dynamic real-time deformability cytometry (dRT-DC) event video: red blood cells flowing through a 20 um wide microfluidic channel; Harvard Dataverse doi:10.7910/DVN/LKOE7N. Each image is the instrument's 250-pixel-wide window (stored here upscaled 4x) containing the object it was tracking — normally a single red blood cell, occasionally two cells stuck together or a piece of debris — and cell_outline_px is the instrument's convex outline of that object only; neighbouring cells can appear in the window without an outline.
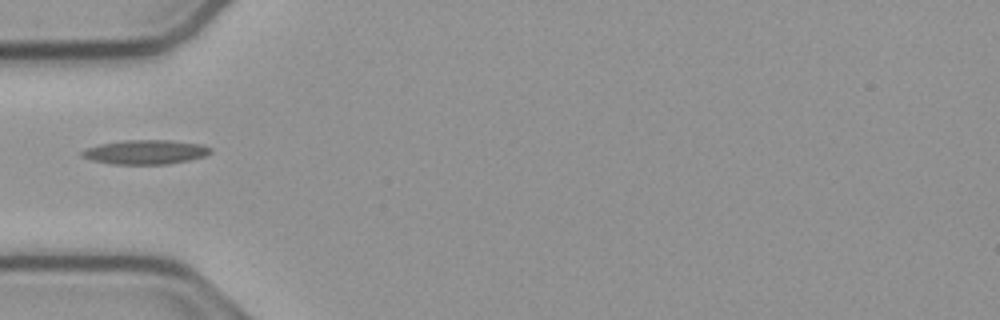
{"species": "common noctule bat (a hibernating species)", "species_latin": "Nyctalus noctula", "temperature_condition": "cold", "stored_images_in_passage": 22, "camera_frame_rate_fps": 3000, "um_per_image_px": 0.085, "animal": {"sex": "male", "body_mass_g": 23.1, "forearm_length_mm": 52.7}, "frame": {"image": 1, "passage_image": 1, "time_ms": 0.0, "image_size_px": [1000, 320], "cell_outline_px": [[212, 152], [204, 156], [188, 160], [168, 164], [112, 164], [92, 160], [80, 156], [80, 152], [84, 148], [100, 144], [124, 140], [172, 140], [204, 144], [212, 148]], "centroid_in_image_um": [12.36, 12.92], "position_along_channel_um": 72.6, "area_um2": 18.38}}
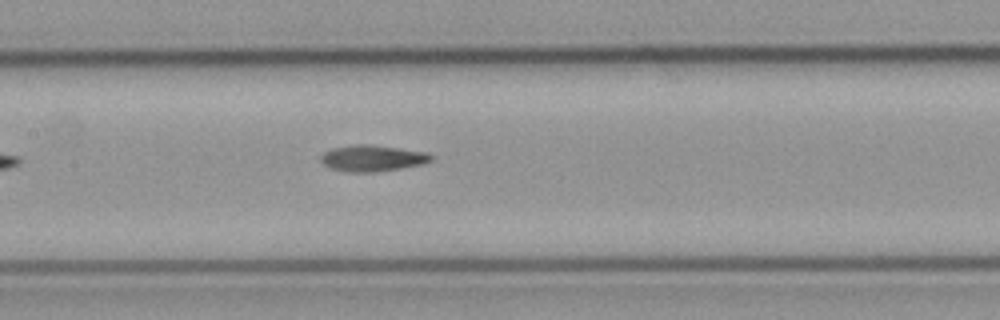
{"frame": {"image": 2, "passage_image": 9, "time_ms": 2.667, "image_size_px": [1000, 320], "cell_outline_px": [[432, 160], [420, 164], [400, 168], [372, 172], [348, 172], [332, 168], [324, 164], [320, 160], [320, 156], [324, 152], [332, 148], [352, 144], [372, 144], [428, 152], [432, 156]], "centroid_in_image_um": [31.63, 13.43], "position_along_channel_um": 175.8, "area_um2": 16.82}}
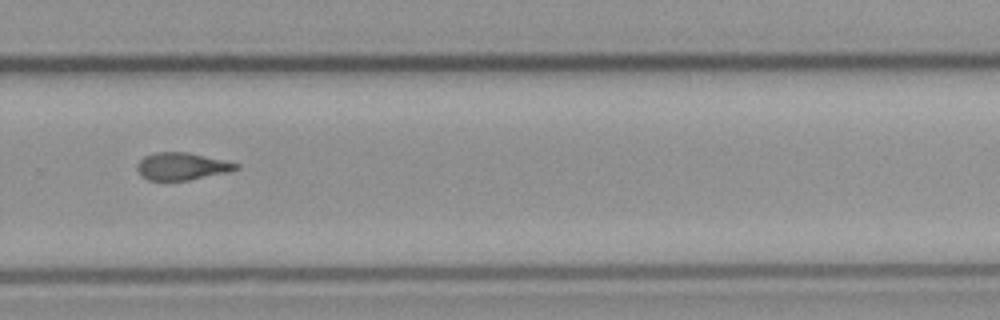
{"frame": {"image": 3, "passage_image": 20, "time_ms": 6.333, "image_size_px": [1000, 320], "cell_outline_px": [[240, 168], [228, 172], [188, 180], [148, 180], [136, 168], [136, 164], [144, 156], [156, 152], [188, 152], [240, 164]], "centroid_in_image_um": [15.46, 14.13], "position_along_channel_um": 314.3, "area_um2": 15.61}}